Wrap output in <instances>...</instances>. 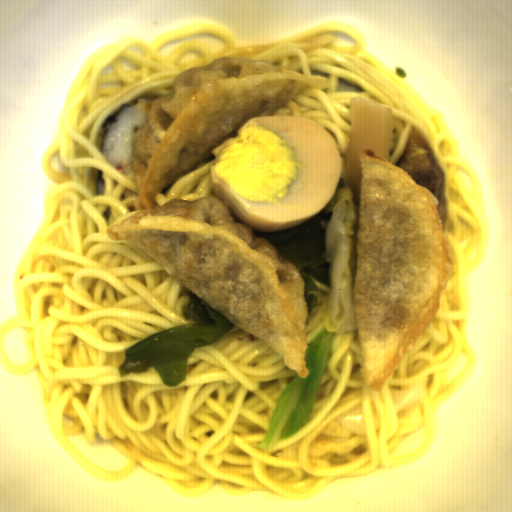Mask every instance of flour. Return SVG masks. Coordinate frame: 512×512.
Returning <instances> with one entry per match:
<instances>
[{
	"label": "flour",
	"instance_id": "1",
	"mask_svg": "<svg viewBox=\"0 0 512 512\" xmlns=\"http://www.w3.org/2000/svg\"><path fill=\"white\" fill-rule=\"evenodd\" d=\"M327 77L302 75L268 60L214 58L176 74L171 96L146 103L134 137V211L106 235L129 241L228 321L266 342L300 378L308 377L306 283L296 264L249 224L236 222L212 194L171 198L183 176L214 157L213 149L251 118L270 116L307 89L329 88Z\"/></svg>",
	"mask_w": 512,
	"mask_h": 512
},
{
	"label": "flour",
	"instance_id": "2",
	"mask_svg": "<svg viewBox=\"0 0 512 512\" xmlns=\"http://www.w3.org/2000/svg\"><path fill=\"white\" fill-rule=\"evenodd\" d=\"M359 163L352 302L362 382L379 393L436 318L454 265L433 192L369 147Z\"/></svg>",
	"mask_w": 512,
	"mask_h": 512
}]
</instances>
